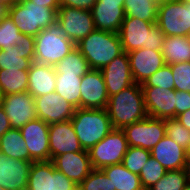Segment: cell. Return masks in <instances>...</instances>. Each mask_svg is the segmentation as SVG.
Segmentation results:
<instances>
[{"label":"cell","mask_w":190,"mask_h":190,"mask_svg":"<svg viewBox=\"0 0 190 190\" xmlns=\"http://www.w3.org/2000/svg\"><path fill=\"white\" fill-rule=\"evenodd\" d=\"M17 0H0V3H5L8 6L14 4Z\"/></svg>","instance_id":"cell-50"},{"label":"cell","mask_w":190,"mask_h":190,"mask_svg":"<svg viewBox=\"0 0 190 190\" xmlns=\"http://www.w3.org/2000/svg\"><path fill=\"white\" fill-rule=\"evenodd\" d=\"M176 119L190 131V109L178 115Z\"/></svg>","instance_id":"cell-46"},{"label":"cell","mask_w":190,"mask_h":190,"mask_svg":"<svg viewBox=\"0 0 190 190\" xmlns=\"http://www.w3.org/2000/svg\"><path fill=\"white\" fill-rule=\"evenodd\" d=\"M141 87H161L164 89H174V79L171 66L165 64L153 75H151Z\"/></svg>","instance_id":"cell-39"},{"label":"cell","mask_w":190,"mask_h":190,"mask_svg":"<svg viewBox=\"0 0 190 190\" xmlns=\"http://www.w3.org/2000/svg\"><path fill=\"white\" fill-rule=\"evenodd\" d=\"M184 171L187 176L188 182H190V156L187 155L185 159Z\"/></svg>","instance_id":"cell-47"},{"label":"cell","mask_w":190,"mask_h":190,"mask_svg":"<svg viewBox=\"0 0 190 190\" xmlns=\"http://www.w3.org/2000/svg\"><path fill=\"white\" fill-rule=\"evenodd\" d=\"M174 90L190 92V62L172 64Z\"/></svg>","instance_id":"cell-40"},{"label":"cell","mask_w":190,"mask_h":190,"mask_svg":"<svg viewBox=\"0 0 190 190\" xmlns=\"http://www.w3.org/2000/svg\"><path fill=\"white\" fill-rule=\"evenodd\" d=\"M166 135L185 150L190 143V131L176 118L165 119Z\"/></svg>","instance_id":"cell-38"},{"label":"cell","mask_w":190,"mask_h":190,"mask_svg":"<svg viewBox=\"0 0 190 190\" xmlns=\"http://www.w3.org/2000/svg\"><path fill=\"white\" fill-rule=\"evenodd\" d=\"M51 162L55 169L79 185L93 170L88 150L55 156Z\"/></svg>","instance_id":"cell-21"},{"label":"cell","mask_w":190,"mask_h":190,"mask_svg":"<svg viewBox=\"0 0 190 190\" xmlns=\"http://www.w3.org/2000/svg\"><path fill=\"white\" fill-rule=\"evenodd\" d=\"M32 63L31 59L23 58V54L16 49V46L0 50V70H29Z\"/></svg>","instance_id":"cell-32"},{"label":"cell","mask_w":190,"mask_h":190,"mask_svg":"<svg viewBox=\"0 0 190 190\" xmlns=\"http://www.w3.org/2000/svg\"><path fill=\"white\" fill-rule=\"evenodd\" d=\"M2 99H3V95H2V93L0 92V107H1V105H2Z\"/></svg>","instance_id":"cell-53"},{"label":"cell","mask_w":190,"mask_h":190,"mask_svg":"<svg viewBox=\"0 0 190 190\" xmlns=\"http://www.w3.org/2000/svg\"><path fill=\"white\" fill-rule=\"evenodd\" d=\"M156 24L165 36H190V2L166 0L160 3Z\"/></svg>","instance_id":"cell-7"},{"label":"cell","mask_w":190,"mask_h":190,"mask_svg":"<svg viewBox=\"0 0 190 190\" xmlns=\"http://www.w3.org/2000/svg\"><path fill=\"white\" fill-rule=\"evenodd\" d=\"M129 146L141 147L151 151L166 135L165 119L147 116L122 129Z\"/></svg>","instance_id":"cell-10"},{"label":"cell","mask_w":190,"mask_h":190,"mask_svg":"<svg viewBox=\"0 0 190 190\" xmlns=\"http://www.w3.org/2000/svg\"><path fill=\"white\" fill-rule=\"evenodd\" d=\"M70 120L85 150H89L113 130L106 109L77 108Z\"/></svg>","instance_id":"cell-4"},{"label":"cell","mask_w":190,"mask_h":190,"mask_svg":"<svg viewBox=\"0 0 190 190\" xmlns=\"http://www.w3.org/2000/svg\"><path fill=\"white\" fill-rule=\"evenodd\" d=\"M102 4H118L124 5L125 0H99Z\"/></svg>","instance_id":"cell-49"},{"label":"cell","mask_w":190,"mask_h":190,"mask_svg":"<svg viewBox=\"0 0 190 190\" xmlns=\"http://www.w3.org/2000/svg\"><path fill=\"white\" fill-rule=\"evenodd\" d=\"M106 110L113 129H123L147 117L141 84L134 83L110 96Z\"/></svg>","instance_id":"cell-1"},{"label":"cell","mask_w":190,"mask_h":190,"mask_svg":"<svg viewBox=\"0 0 190 190\" xmlns=\"http://www.w3.org/2000/svg\"><path fill=\"white\" fill-rule=\"evenodd\" d=\"M128 147L124 131L113 129L104 139L88 150L93 169L121 164Z\"/></svg>","instance_id":"cell-8"},{"label":"cell","mask_w":190,"mask_h":190,"mask_svg":"<svg viewBox=\"0 0 190 190\" xmlns=\"http://www.w3.org/2000/svg\"><path fill=\"white\" fill-rule=\"evenodd\" d=\"M20 38V31L9 15H7L0 21V50L17 45Z\"/></svg>","instance_id":"cell-36"},{"label":"cell","mask_w":190,"mask_h":190,"mask_svg":"<svg viewBox=\"0 0 190 190\" xmlns=\"http://www.w3.org/2000/svg\"><path fill=\"white\" fill-rule=\"evenodd\" d=\"M186 154L190 156V143H189L188 146H187Z\"/></svg>","instance_id":"cell-52"},{"label":"cell","mask_w":190,"mask_h":190,"mask_svg":"<svg viewBox=\"0 0 190 190\" xmlns=\"http://www.w3.org/2000/svg\"><path fill=\"white\" fill-rule=\"evenodd\" d=\"M96 30L118 33L125 18L124 5L102 4L99 0L90 9Z\"/></svg>","instance_id":"cell-23"},{"label":"cell","mask_w":190,"mask_h":190,"mask_svg":"<svg viewBox=\"0 0 190 190\" xmlns=\"http://www.w3.org/2000/svg\"><path fill=\"white\" fill-rule=\"evenodd\" d=\"M161 53L168 65L190 62V36H165Z\"/></svg>","instance_id":"cell-25"},{"label":"cell","mask_w":190,"mask_h":190,"mask_svg":"<svg viewBox=\"0 0 190 190\" xmlns=\"http://www.w3.org/2000/svg\"><path fill=\"white\" fill-rule=\"evenodd\" d=\"M32 162L0 153V186L5 190H26Z\"/></svg>","instance_id":"cell-18"},{"label":"cell","mask_w":190,"mask_h":190,"mask_svg":"<svg viewBox=\"0 0 190 190\" xmlns=\"http://www.w3.org/2000/svg\"><path fill=\"white\" fill-rule=\"evenodd\" d=\"M56 74L83 76L91 68L88 61L76 47L61 59L55 66Z\"/></svg>","instance_id":"cell-30"},{"label":"cell","mask_w":190,"mask_h":190,"mask_svg":"<svg viewBox=\"0 0 190 190\" xmlns=\"http://www.w3.org/2000/svg\"><path fill=\"white\" fill-rule=\"evenodd\" d=\"M76 48L68 39L58 22L50 25L35 37L34 62L55 66Z\"/></svg>","instance_id":"cell-6"},{"label":"cell","mask_w":190,"mask_h":190,"mask_svg":"<svg viewBox=\"0 0 190 190\" xmlns=\"http://www.w3.org/2000/svg\"><path fill=\"white\" fill-rule=\"evenodd\" d=\"M34 106L37 117L47 124L70 120L76 109L55 91L34 97Z\"/></svg>","instance_id":"cell-15"},{"label":"cell","mask_w":190,"mask_h":190,"mask_svg":"<svg viewBox=\"0 0 190 190\" xmlns=\"http://www.w3.org/2000/svg\"><path fill=\"white\" fill-rule=\"evenodd\" d=\"M9 6L5 3H0V21L8 15Z\"/></svg>","instance_id":"cell-48"},{"label":"cell","mask_w":190,"mask_h":190,"mask_svg":"<svg viewBox=\"0 0 190 190\" xmlns=\"http://www.w3.org/2000/svg\"><path fill=\"white\" fill-rule=\"evenodd\" d=\"M57 22L65 36L76 45L95 30L90 10L63 7L57 10Z\"/></svg>","instance_id":"cell-11"},{"label":"cell","mask_w":190,"mask_h":190,"mask_svg":"<svg viewBox=\"0 0 190 190\" xmlns=\"http://www.w3.org/2000/svg\"><path fill=\"white\" fill-rule=\"evenodd\" d=\"M186 150L165 135L151 149V157L157 160L167 171L184 168Z\"/></svg>","instance_id":"cell-22"},{"label":"cell","mask_w":190,"mask_h":190,"mask_svg":"<svg viewBox=\"0 0 190 190\" xmlns=\"http://www.w3.org/2000/svg\"><path fill=\"white\" fill-rule=\"evenodd\" d=\"M97 0H59L60 8L73 7L77 9L90 10Z\"/></svg>","instance_id":"cell-43"},{"label":"cell","mask_w":190,"mask_h":190,"mask_svg":"<svg viewBox=\"0 0 190 190\" xmlns=\"http://www.w3.org/2000/svg\"><path fill=\"white\" fill-rule=\"evenodd\" d=\"M76 47L88 61L91 69L101 70L123 51L118 33L94 30Z\"/></svg>","instance_id":"cell-2"},{"label":"cell","mask_w":190,"mask_h":190,"mask_svg":"<svg viewBox=\"0 0 190 190\" xmlns=\"http://www.w3.org/2000/svg\"><path fill=\"white\" fill-rule=\"evenodd\" d=\"M1 107L10 121L11 128L20 129L30 120L38 118L34 97L28 91L4 95Z\"/></svg>","instance_id":"cell-14"},{"label":"cell","mask_w":190,"mask_h":190,"mask_svg":"<svg viewBox=\"0 0 190 190\" xmlns=\"http://www.w3.org/2000/svg\"><path fill=\"white\" fill-rule=\"evenodd\" d=\"M131 73L135 83L143 84L151 75L165 65L161 51L140 48L128 52Z\"/></svg>","instance_id":"cell-19"},{"label":"cell","mask_w":190,"mask_h":190,"mask_svg":"<svg viewBox=\"0 0 190 190\" xmlns=\"http://www.w3.org/2000/svg\"><path fill=\"white\" fill-rule=\"evenodd\" d=\"M118 34L126 53L140 48L161 51L165 39V34L156 22L126 16Z\"/></svg>","instance_id":"cell-3"},{"label":"cell","mask_w":190,"mask_h":190,"mask_svg":"<svg viewBox=\"0 0 190 190\" xmlns=\"http://www.w3.org/2000/svg\"><path fill=\"white\" fill-rule=\"evenodd\" d=\"M50 160L69 152L83 151L71 120L49 124Z\"/></svg>","instance_id":"cell-20"},{"label":"cell","mask_w":190,"mask_h":190,"mask_svg":"<svg viewBox=\"0 0 190 190\" xmlns=\"http://www.w3.org/2000/svg\"><path fill=\"white\" fill-rule=\"evenodd\" d=\"M101 72L109 97L135 83L131 73L128 53L126 52L115 57L107 66L101 69Z\"/></svg>","instance_id":"cell-16"},{"label":"cell","mask_w":190,"mask_h":190,"mask_svg":"<svg viewBox=\"0 0 190 190\" xmlns=\"http://www.w3.org/2000/svg\"><path fill=\"white\" fill-rule=\"evenodd\" d=\"M82 76L56 74L55 92L76 109L80 108V84Z\"/></svg>","instance_id":"cell-29"},{"label":"cell","mask_w":190,"mask_h":190,"mask_svg":"<svg viewBox=\"0 0 190 190\" xmlns=\"http://www.w3.org/2000/svg\"><path fill=\"white\" fill-rule=\"evenodd\" d=\"M182 190H190V182H188Z\"/></svg>","instance_id":"cell-51"},{"label":"cell","mask_w":190,"mask_h":190,"mask_svg":"<svg viewBox=\"0 0 190 190\" xmlns=\"http://www.w3.org/2000/svg\"><path fill=\"white\" fill-rule=\"evenodd\" d=\"M0 153L12 159L31 162L26 143L19 129L11 128L0 138Z\"/></svg>","instance_id":"cell-27"},{"label":"cell","mask_w":190,"mask_h":190,"mask_svg":"<svg viewBox=\"0 0 190 190\" xmlns=\"http://www.w3.org/2000/svg\"><path fill=\"white\" fill-rule=\"evenodd\" d=\"M59 8L42 7L29 0H17L8 8V15L25 35L36 37L41 30L57 22Z\"/></svg>","instance_id":"cell-5"},{"label":"cell","mask_w":190,"mask_h":190,"mask_svg":"<svg viewBox=\"0 0 190 190\" xmlns=\"http://www.w3.org/2000/svg\"><path fill=\"white\" fill-rule=\"evenodd\" d=\"M19 130L26 143L31 162L49 161V124L36 118Z\"/></svg>","instance_id":"cell-12"},{"label":"cell","mask_w":190,"mask_h":190,"mask_svg":"<svg viewBox=\"0 0 190 190\" xmlns=\"http://www.w3.org/2000/svg\"><path fill=\"white\" fill-rule=\"evenodd\" d=\"M188 183L184 169L167 171L166 174L148 190H182Z\"/></svg>","instance_id":"cell-35"},{"label":"cell","mask_w":190,"mask_h":190,"mask_svg":"<svg viewBox=\"0 0 190 190\" xmlns=\"http://www.w3.org/2000/svg\"><path fill=\"white\" fill-rule=\"evenodd\" d=\"M80 85V108H107L109 96L101 70L90 69L82 76Z\"/></svg>","instance_id":"cell-13"},{"label":"cell","mask_w":190,"mask_h":190,"mask_svg":"<svg viewBox=\"0 0 190 190\" xmlns=\"http://www.w3.org/2000/svg\"><path fill=\"white\" fill-rule=\"evenodd\" d=\"M78 185L55 169L51 160L32 162L26 190H78Z\"/></svg>","instance_id":"cell-9"},{"label":"cell","mask_w":190,"mask_h":190,"mask_svg":"<svg viewBox=\"0 0 190 190\" xmlns=\"http://www.w3.org/2000/svg\"><path fill=\"white\" fill-rule=\"evenodd\" d=\"M27 91L33 96H42L55 91L56 71L53 66L33 62L28 70Z\"/></svg>","instance_id":"cell-24"},{"label":"cell","mask_w":190,"mask_h":190,"mask_svg":"<svg viewBox=\"0 0 190 190\" xmlns=\"http://www.w3.org/2000/svg\"><path fill=\"white\" fill-rule=\"evenodd\" d=\"M166 172L167 170L157 160L150 157L139 174L142 187L149 189L156 184Z\"/></svg>","instance_id":"cell-34"},{"label":"cell","mask_w":190,"mask_h":190,"mask_svg":"<svg viewBox=\"0 0 190 190\" xmlns=\"http://www.w3.org/2000/svg\"><path fill=\"white\" fill-rule=\"evenodd\" d=\"M153 1L157 2L158 4H160V3H162V2H164L166 0H153Z\"/></svg>","instance_id":"cell-54"},{"label":"cell","mask_w":190,"mask_h":190,"mask_svg":"<svg viewBox=\"0 0 190 190\" xmlns=\"http://www.w3.org/2000/svg\"><path fill=\"white\" fill-rule=\"evenodd\" d=\"M78 187V190H113L111 180L102 169H93Z\"/></svg>","instance_id":"cell-37"},{"label":"cell","mask_w":190,"mask_h":190,"mask_svg":"<svg viewBox=\"0 0 190 190\" xmlns=\"http://www.w3.org/2000/svg\"><path fill=\"white\" fill-rule=\"evenodd\" d=\"M15 46L23 54V58L31 59L34 62L35 37L21 33L20 41Z\"/></svg>","instance_id":"cell-41"},{"label":"cell","mask_w":190,"mask_h":190,"mask_svg":"<svg viewBox=\"0 0 190 190\" xmlns=\"http://www.w3.org/2000/svg\"><path fill=\"white\" fill-rule=\"evenodd\" d=\"M33 2L34 4H39L42 7H48V8H60L59 0H29Z\"/></svg>","instance_id":"cell-45"},{"label":"cell","mask_w":190,"mask_h":190,"mask_svg":"<svg viewBox=\"0 0 190 190\" xmlns=\"http://www.w3.org/2000/svg\"><path fill=\"white\" fill-rule=\"evenodd\" d=\"M111 180L113 190H143L139 175L130 172L122 164L102 169Z\"/></svg>","instance_id":"cell-26"},{"label":"cell","mask_w":190,"mask_h":190,"mask_svg":"<svg viewBox=\"0 0 190 190\" xmlns=\"http://www.w3.org/2000/svg\"><path fill=\"white\" fill-rule=\"evenodd\" d=\"M179 1H182V2H190V0H179Z\"/></svg>","instance_id":"cell-55"},{"label":"cell","mask_w":190,"mask_h":190,"mask_svg":"<svg viewBox=\"0 0 190 190\" xmlns=\"http://www.w3.org/2000/svg\"><path fill=\"white\" fill-rule=\"evenodd\" d=\"M147 115L159 119L175 118V90L142 87Z\"/></svg>","instance_id":"cell-17"},{"label":"cell","mask_w":190,"mask_h":190,"mask_svg":"<svg viewBox=\"0 0 190 190\" xmlns=\"http://www.w3.org/2000/svg\"><path fill=\"white\" fill-rule=\"evenodd\" d=\"M150 157V150L129 146L121 164L130 172L139 175Z\"/></svg>","instance_id":"cell-33"},{"label":"cell","mask_w":190,"mask_h":190,"mask_svg":"<svg viewBox=\"0 0 190 190\" xmlns=\"http://www.w3.org/2000/svg\"><path fill=\"white\" fill-rule=\"evenodd\" d=\"M159 4L153 0H125L126 17L138 18L147 22H156Z\"/></svg>","instance_id":"cell-31"},{"label":"cell","mask_w":190,"mask_h":190,"mask_svg":"<svg viewBox=\"0 0 190 190\" xmlns=\"http://www.w3.org/2000/svg\"><path fill=\"white\" fill-rule=\"evenodd\" d=\"M11 129L10 121L4 112L3 108L0 107V138Z\"/></svg>","instance_id":"cell-44"},{"label":"cell","mask_w":190,"mask_h":190,"mask_svg":"<svg viewBox=\"0 0 190 190\" xmlns=\"http://www.w3.org/2000/svg\"><path fill=\"white\" fill-rule=\"evenodd\" d=\"M175 118L190 109V92L175 90Z\"/></svg>","instance_id":"cell-42"},{"label":"cell","mask_w":190,"mask_h":190,"mask_svg":"<svg viewBox=\"0 0 190 190\" xmlns=\"http://www.w3.org/2000/svg\"><path fill=\"white\" fill-rule=\"evenodd\" d=\"M28 83V70H0V92L3 96L26 92Z\"/></svg>","instance_id":"cell-28"}]
</instances>
